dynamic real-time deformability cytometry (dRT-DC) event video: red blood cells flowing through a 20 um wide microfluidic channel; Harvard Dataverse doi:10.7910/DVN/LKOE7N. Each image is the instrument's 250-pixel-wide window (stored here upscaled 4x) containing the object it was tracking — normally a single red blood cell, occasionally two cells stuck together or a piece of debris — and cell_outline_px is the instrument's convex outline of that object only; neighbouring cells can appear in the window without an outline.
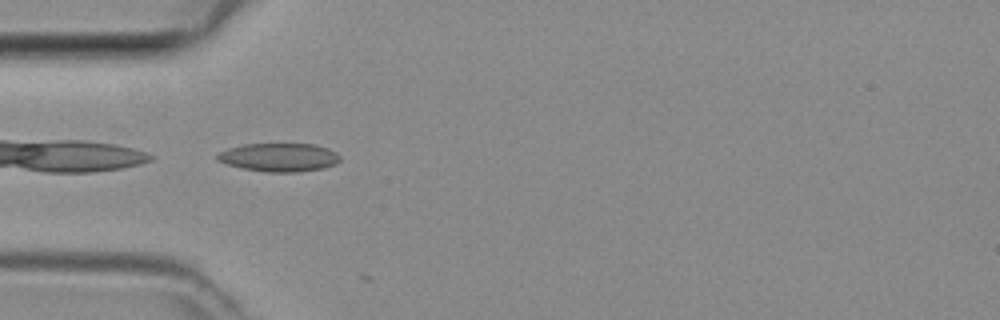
{"species": "common noctule bat (a hibernating species)", "species_latin": "Nyctalus noctula", "temperature_condition": "room temperature", "stored_images_in_passage": 6, "camera_frame_rate_fps": 3000, "um_per_image_px": 0.085, "animal": {"sex": "female", "body_mass_g": 29.2, "forearm_length_mm": 56.3}, "frame": {"image": 1, "passage_image": 1, "time_ms": 0.0, "image_size_px": [1000, 320], "cell_outline_px": [[340, 160], [336, 164], [324, 168], [296, 172], [264, 172], [240, 168], [216, 160], [216, 156], [220, 152], [228, 148], [244, 144], [316, 144], [328, 148], [336, 152], [340, 156]], "centroid_in_image_um": [23.74, 13.37], "position_along_channel_um": 61.3, "area_um2": 20.46}}
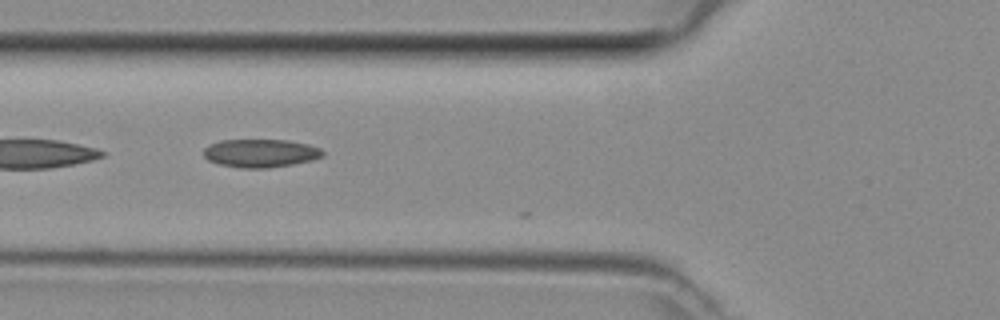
{"frame": {"image": 2, "passage_image": 4, "time_ms": 1.0, "image_size_px": [1000, 320], "cell_outline_px": [[324, 156], [312, 160], [292, 164], [264, 168], [240, 168], [220, 164], [208, 160], [204, 156], [204, 148], [208, 144], [220, 140], [288, 140], [308, 144], [320, 148], [324, 152]], "centroid_in_image_um": [22.14, 13.01], "position_along_channel_um": 103.7, "area_um2": 19.59}}